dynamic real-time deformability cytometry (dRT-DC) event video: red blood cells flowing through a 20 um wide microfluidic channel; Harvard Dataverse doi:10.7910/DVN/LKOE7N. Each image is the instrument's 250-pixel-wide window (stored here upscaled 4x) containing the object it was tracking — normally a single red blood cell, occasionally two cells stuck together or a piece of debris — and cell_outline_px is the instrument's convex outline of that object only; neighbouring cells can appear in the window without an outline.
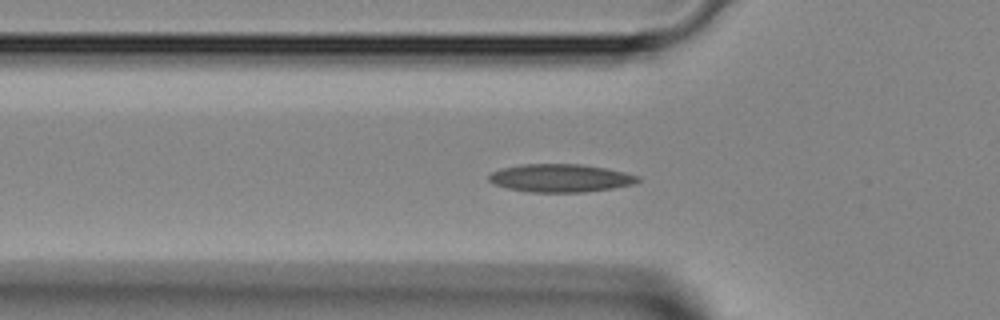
{"species": "Egyptian fruit bat (a non-hibernating species)", "species_latin": "Rousettus aegyptiacus", "temperature_condition": "room temperature", "stored_images_in_passage": 46, "camera_frame_rate_fps": 3000, "um_per_image_px": 0.085, "animal": {"sex": "female"}, "frame": {"image": 1, "passage_image": 15, "time_ms": 4.667, "image_size_px": [1000, 320], "cell_outline_px": [[640, 180], [636, 184], [612, 188], [584, 192], [528, 192], [508, 188], [496, 184], [488, 180], [488, 176], [492, 172], [500, 168], [520, 164], [580, 164], [604, 168], [624, 172], [640, 176]], "centroid_in_image_um": [47.64, 15.13], "position_along_channel_um": 78.2, "area_um2": 24.33}}
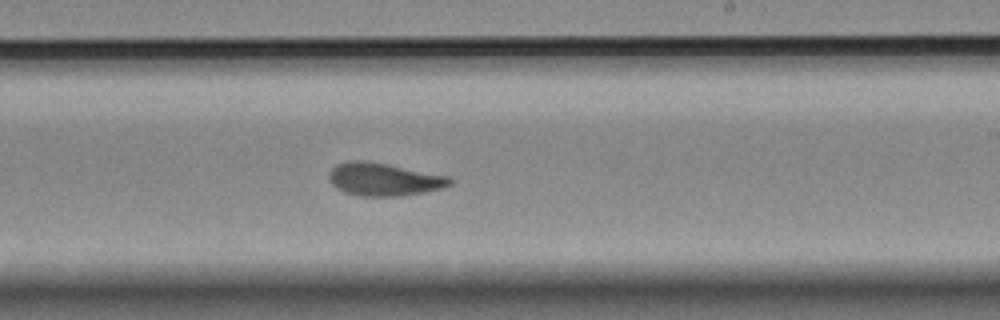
{"frame": {"image": 2, "passage_image": 27, "time_ms": 8.667, "image_size_px": [1000, 320], "cell_outline_px": [[452, 184], [440, 188], [424, 192], [400, 196], [360, 196], [344, 192], [336, 188], [332, 184], [328, 176], [328, 172], [336, 164], [348, 160], [364, 160], [388, 164], [448, 176], [452, 180]], "centroid_in_image_um": [32.58, 15.24], "position_along_channel_um": 256.4, "area_um2": 23.18}}
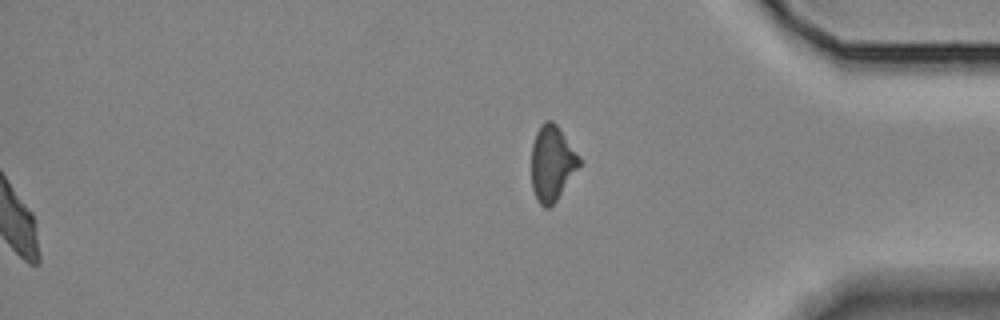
{"frame": {"image": 3, "passage_image": 46, "time_ms": 15.0, "image_size_px": [1000, 320], "cell_outline_px": [[584, 164], [556, 200], [548, 208], [544, 208], [536, 200], [532, 188], [532, 144], [536, 132], [540, 124], [544, 120], [552, 120], [556, 124], [584, 160]], "centroid_in_image_um": [46.97, 13.87], "position_along_channel_um": 388.2, "area_um2": 21.62}}